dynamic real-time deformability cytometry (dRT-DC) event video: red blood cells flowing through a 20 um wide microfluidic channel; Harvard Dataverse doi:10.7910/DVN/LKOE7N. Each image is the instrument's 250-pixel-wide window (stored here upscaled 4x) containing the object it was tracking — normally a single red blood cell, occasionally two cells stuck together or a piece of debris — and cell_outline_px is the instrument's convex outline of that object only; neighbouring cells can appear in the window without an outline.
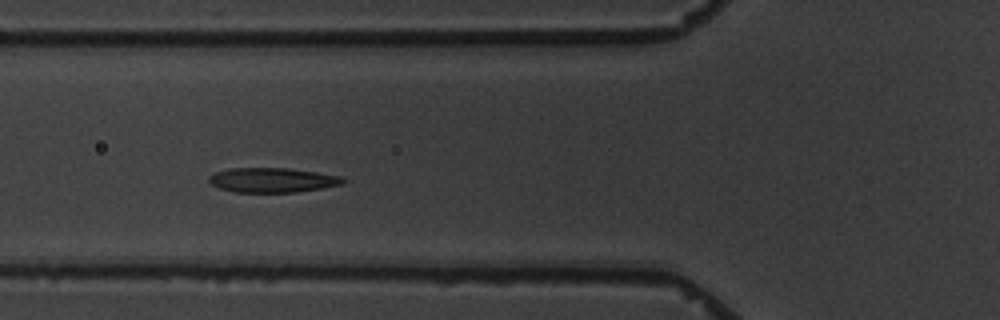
{"species": "common noctule bat (a hibernating species)", "species_latin": "Nyctalus noctula", "temperature_condition": "warm", "stored_images_in_passage": 4, "camera_frame_rate_fps": 3000, "um_per_image_px": 0.085, "animal": {"sex": "male", "body_mass_g": 19.5, "forearm_length_mm": 54.6}, "frame": {"image": 1, "passage_image": 3, "time_ms": 2.333, "image_size_px": [1000, 320], "cell_outline_px": [[348, 180], [340, 184], [320, 188], [296, 192], [236, 192], [220, 188], [212, 184], [208, 180], [208, 176], [216, 172], [232, 168], [288, 168], [316, 172], [340, 176]], "centroid_in_image_um": [23.14, 15.3], "position_along_channel_um": 102.7, "area_um2": 19.02}}
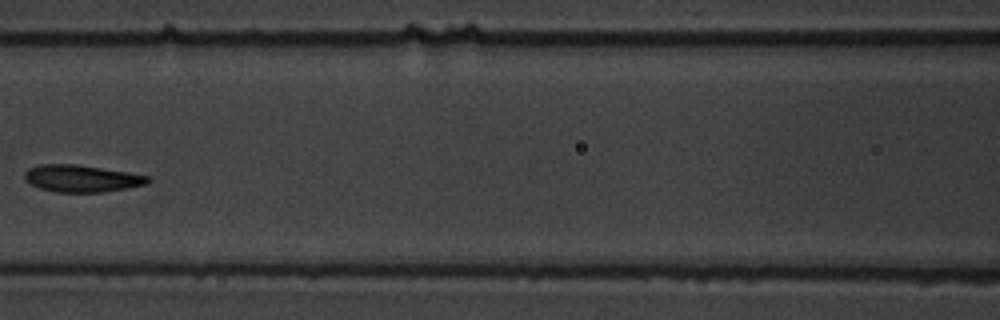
{"frame": {"image": 2, "passage_image": 4, "time_ms": 4.0, "image_size_px": [1000, 320], "cell_outline_px": [[152, 180], [144, 184], [104, 192], [56, 192], [40, 188], [24, 180], [24, 172], [28, 168], [40, 164], [76, 164], [148, 176]], "centroid_in_image_um": [6.87, 15.17], "position_along_channel_um": 159.7, "area_um2": 19.13}}